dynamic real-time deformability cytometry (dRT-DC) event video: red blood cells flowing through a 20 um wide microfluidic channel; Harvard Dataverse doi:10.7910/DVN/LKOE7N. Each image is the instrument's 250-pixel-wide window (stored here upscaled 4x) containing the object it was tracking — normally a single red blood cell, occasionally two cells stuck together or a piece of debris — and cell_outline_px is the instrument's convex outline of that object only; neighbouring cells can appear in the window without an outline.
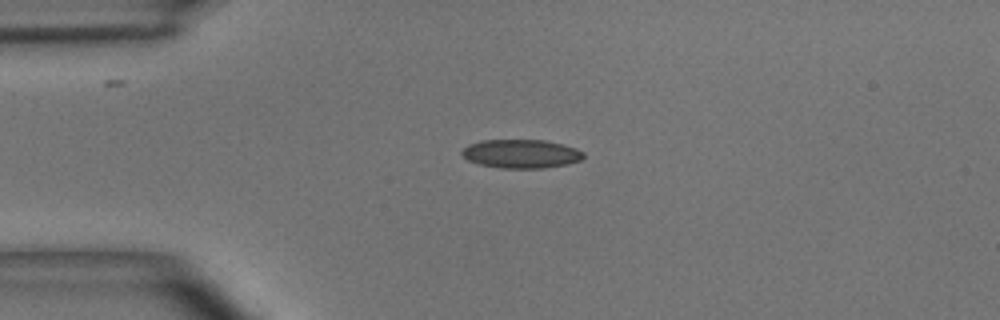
{"species": "common noctule bat (a hibernating species)", "species_latin": "Nyctalus noctula", "temperature_condition": "room temperature", "stored_images_in_passage": 18, "camera_frame_rate_fps": 3000, "um_per_image_px": 0.085, "animal": {"sex": "male", "body_mass_g": 15.6}, "frame": {"image": 1, "passage_image": 12, "time_ms": 3.667, "image_size_px": [1000, 320], "cell_outline_px": [[584, 156], [580, 160], [568, 164], [544, 168], [500, 168], [480, 164], [468, 160], [460, 152], [468, 144], [484, 140], [544, 140], [576, 148], [584, 152]], "centroid_in_image_um": [44.3, 13.07], "position_along_channel_um": 40.7, "area_um2": 20.23}}
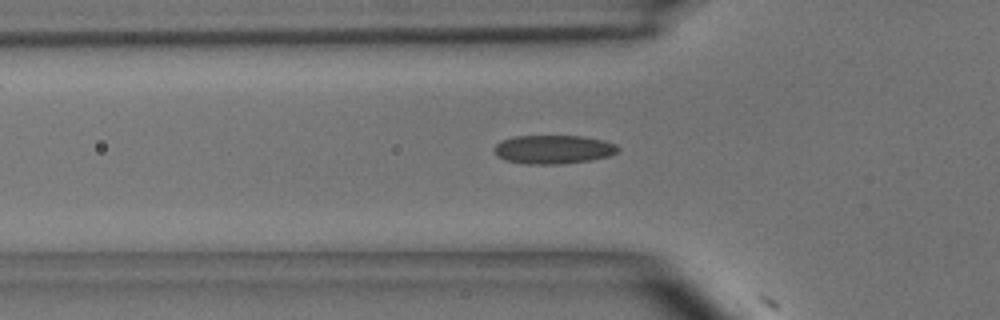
{"frame": {"image": 2, "passage_image": 17, "time_ms": 5.333, "image_size_px": [1000, 320], "cell_outline_px": [[620, 148], [616, 152], [608, 156], [592, 160], [560, 164], [524, 164], [504, 160], [496, 156], [492, 152], [492, 148], [500, 140], [512, 136], [584, 136], [604, 140], [616, 144]], "centroid_in_image_um": [46.97, 12.7], "position_along_channel_um": 78.8, "area_um2": 21.1}}